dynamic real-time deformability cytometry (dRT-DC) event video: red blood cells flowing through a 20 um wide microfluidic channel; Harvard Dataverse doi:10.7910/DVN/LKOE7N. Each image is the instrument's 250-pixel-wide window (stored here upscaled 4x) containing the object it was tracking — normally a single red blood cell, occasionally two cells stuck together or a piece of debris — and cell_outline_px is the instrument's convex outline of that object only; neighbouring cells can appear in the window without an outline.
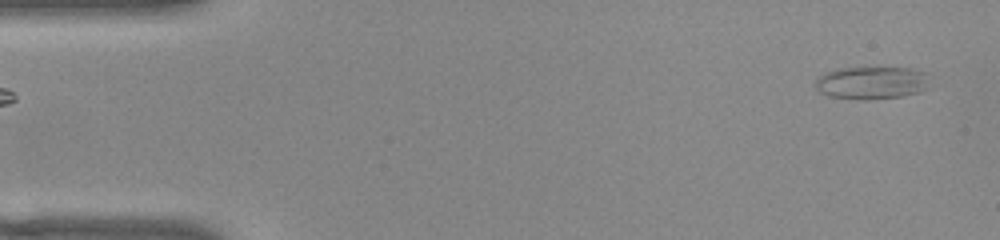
{"species": "common noctule bat (a hibernating species)", "species_latin": "Nyctalus noctula", "temperature_condition": "warm", "stored_images_in_passage": 52, "camera_frame_rate_fps": 3000, "um_per_image_px": 0.085, "animal": {"sex": "female", "body_mass_g": 22.0, "forearm_length_mm": 56.7}, "frame": {"image": 1, "passage_image": 1, "time_ms": 0.0, "image_size_px": [1000, 240], "cell_outline_px": [[928, 88], [920, 92], [900, 96], [860, 100], [828, 96], [820, 92], [816, 88], [816, 80], [824, 72], [840, 68], [912, 68], [924, 72]], "centroid_in_image_um": [74.05, 7.04], "position_along_channel_um": 10.9, "area_um2": 21.56}}
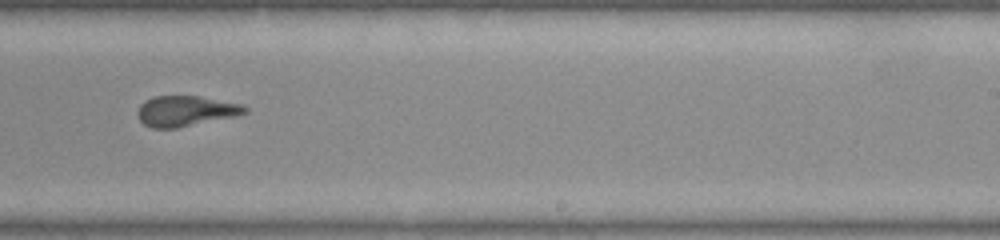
{"frame": {"image": 2, "passage_image": 31, "time_ms": 10.0, "image_size_px": [1000, 240], "cell_outline_px": [[248, 112], [236, 116], [176, 128], [152, 128], [144, 124], [136, 116], [136, 112], [140, 104], [144, 100], [156, 96], [196, 96], [240, 104], [248, 108]], "centroid_in_image_um": [15.73, 9.44], "position_along_channel_um": 273.3, "area_um2": 18.96}}
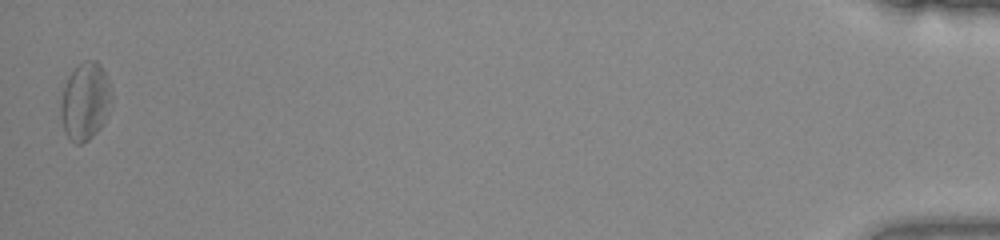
{"frame": {"image": 3, "passage_image": 51, "time_ms": 16.667, "image_size_px": [1000, 240], "cell_outline_px": [[112, 96], [108, 116], [104, 124], [88, 140], [80, 144], [76, 144], [64, 132], [60, 116], [60, 100], [68, 76], [84, 60], [96, 60], [100, 64], [112, 88]], "centroid_in_image_um": [7.25, 8.63], "position_along_channel_um": 427.9, "area_um2": 23.18}, "authors_computed_cell_mechanics": {"area_um2": 19.8543, "velocity_mm_per_s": 3.8115, "shape_relaxation_time_tau1_ms": 6.1676, "shape_relaxation_time_tau2_ms": 1.9795, "deformation_change_tau1": 0.1875, "deformation_change_tau2": 0.1076}}